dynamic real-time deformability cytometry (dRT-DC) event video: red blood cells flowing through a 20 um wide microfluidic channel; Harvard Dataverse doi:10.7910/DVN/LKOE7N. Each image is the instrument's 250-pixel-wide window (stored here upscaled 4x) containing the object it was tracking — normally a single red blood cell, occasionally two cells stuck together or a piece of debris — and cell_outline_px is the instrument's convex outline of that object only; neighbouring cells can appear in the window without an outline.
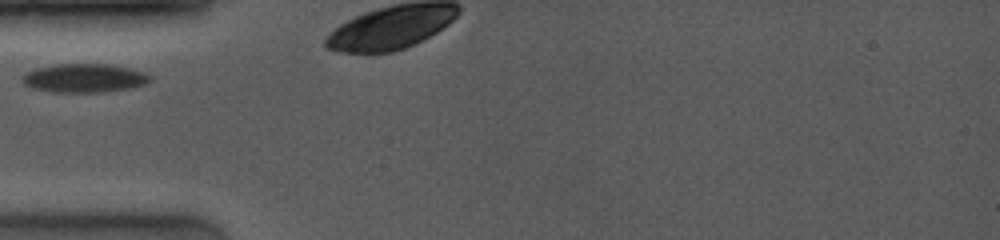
{"species": "common noctule bat (a hibernating species)", "species_latin": "Nyctalus noctula", "temperature_condition": "room temperature", "stored_images_in_passage": 19, "camera_frame_rate_fps": 4000, "um_per_image_px": 0.085, "animal": {"sex": "female", "body_mass_g": 19.0, "forearm_length_mm": 53.3}, "frame": {"image": 1, "passage_image": 1, "time_ms": 0.0, "image_size_px": [1000, 240], "cell_outline_px": [[152, 80], [144, 84], [128, 88], [100, 92], [52, 92], [32, 88], [24, 84], [20, 80], [20, 76], [24, 72], [36, 68], [56, 64], [108, 64], [132, 68], [144, 72], [152, 76]], "centroid_in_image_um": [7.12, 6.63], "position_along_channel_um": 77.9, "area_um2": 21.56}}